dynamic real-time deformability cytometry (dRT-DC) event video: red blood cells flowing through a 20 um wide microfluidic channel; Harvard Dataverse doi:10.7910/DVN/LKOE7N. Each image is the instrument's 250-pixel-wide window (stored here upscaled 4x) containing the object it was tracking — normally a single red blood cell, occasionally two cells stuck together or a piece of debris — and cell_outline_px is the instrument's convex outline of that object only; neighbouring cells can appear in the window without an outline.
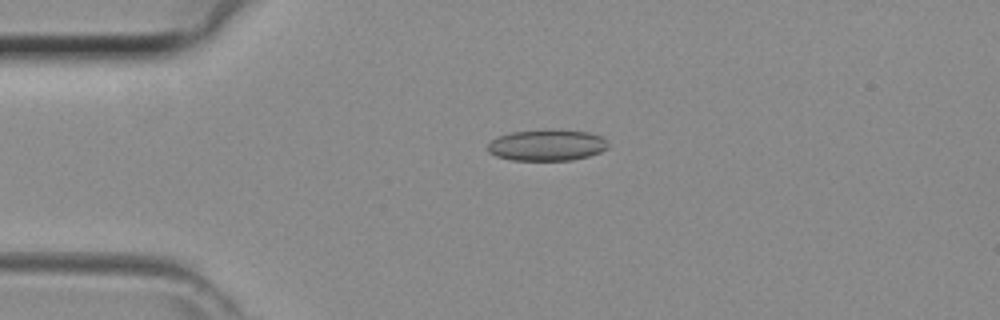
{"species": "common noctule bat (a hibernating species)", "species_latin": "Nyctalus noctula", "temperature_condition": "room temperature", "stored_images_in_passage": 35, "camera_frame_rate_fps": 3000, "um_per_image_px": 0.085, "animal": {"sex": "female", "body_mass_g": 29.2, "forearm_length_mm": 56.3}, "frame": {"image": 1, "passage_image": 2, "time_ms": 0.333, "image_size_px": [1000, 320], "cell_outline_px": [[608, 148], [600, 152], [588, 156], [572, 160], [512, 160], [496, 156], [488, 152], [488, 144], [492, 140], [500, 136], [512, 132], [588, 132], [600, 136], [608, 144]], "centroid_in_image_um": [46.47, 12.39], "position_along_channel_um": 38.5, "area_um2": 20.92}}
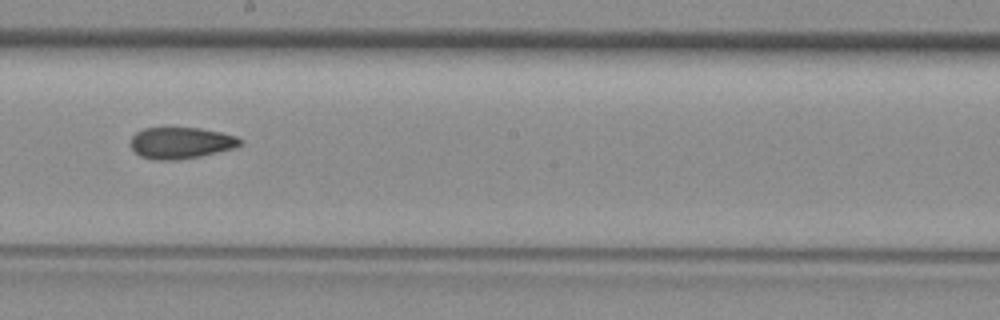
{"frame": {"image": 2, "passage_image": 16, "time_ms": 5.0, "image_size_px": [1000, 320], "cell_outline_px": [[240, 144], [232, 148], [200, 156], [176, 160], [152, 160], [140, 156], [132, 148], [132, 136], [136, 132], [144, 128], [200, 128], [220, 132], [236, 136], [240, 140]], "centroid_in_image_um": [15.33, 12.15], "position_along_channel_um": 232.9, "area_um2": 19.77}}
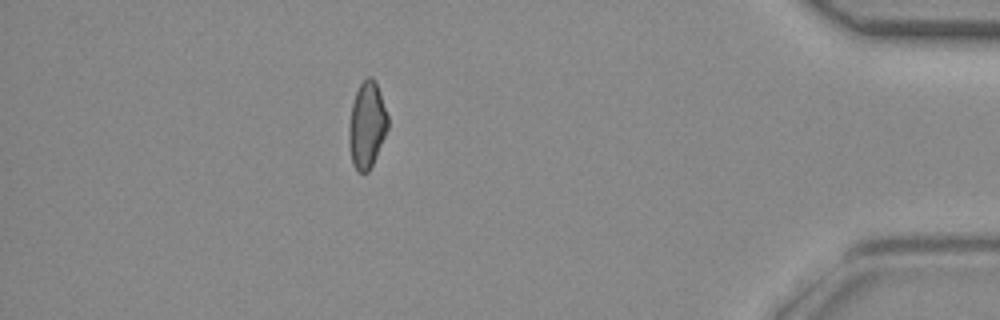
{"frame": {"image": 3, "passage_image": 30, "time_ms": 9.667, "image_size_px": [1000, 320], "cell_outline_px": [[388, 128], [376, 156], [368, 172], [356, 172], [352, 164], [348, 144], [348, 128], [352, 104], [356, 92], [360, 84], [368, 76], [372, 76], [376, 80], [388, 116]], "centroid_in_image_um": [31.17, 10.63], "position_along_channel_um": 404.0, "area_um2": 19.71}}